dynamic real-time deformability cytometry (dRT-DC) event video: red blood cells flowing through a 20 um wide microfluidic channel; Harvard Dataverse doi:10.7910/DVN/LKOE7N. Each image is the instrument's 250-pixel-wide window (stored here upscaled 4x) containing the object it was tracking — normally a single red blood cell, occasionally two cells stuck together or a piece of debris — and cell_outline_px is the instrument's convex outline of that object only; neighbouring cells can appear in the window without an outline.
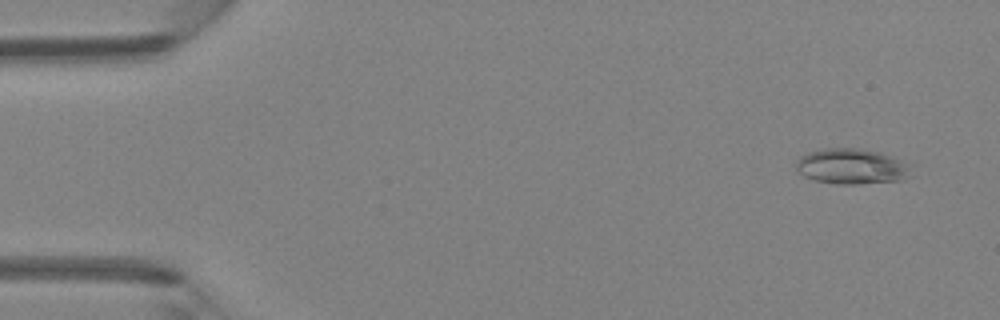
{"species": "Egyptian fruit bat (a non-hibernating species)", "species_latin": "Rousettus aegyptiacus", "temperature_condition": "room temperature", "stored_images_in_passage": 3, "camera_frame_rate_fps": 3000, "um_per_image_px": 0.085, "animal": {"sex": "female"}, "frame": {"image": 1, "passage_image": 1, "time_ms": 0.0, "image_size_px": [1000, 320], "cell_outline_px": [[916, 176], [904, 180], [860, 184], [836, 184], [812, 180], [804, 176], [796, 168], [796, 160], [800, 156], [808, 152], [824, 148], [856, 148], [880, 152], [916, 164]], "centroid_in_image_um": [72.55, 14.16], "position_along_channel_um": 12.4, "area_um2": 24.85}}